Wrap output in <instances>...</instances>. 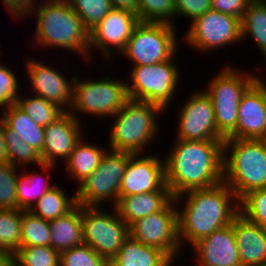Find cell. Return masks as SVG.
<instances>
[{"mask_svg":"<svg viewBox=\"0 0 266 266\" xmlns=\"http://www.w3.org/2000/svg\"><path fill=\"white\" fill-rule=\"evenodd\" d=\"M192 248L198 257L194 262L199 266H241L233 222L202 238Z\"/></svg>","mask_w":266,"mask_h":266,"instance_id":"cell-20","label":"cell"},{"mask_svg":"<svg viewBox=\"0 0 266 266\" xmlns=\"http://www.w3.org/2000/svg\"><path fill=\"white\" fill-rule=\"evenodd\" d=\"M225 65L202 89L211 99L218 133L227 139L236 129L242 95L256 81V75ZM254 74V75H253Z\"/></svg>","mask_w":266,"mask_h":266,"instance_id":"cell-6","label":"cell"},{"mask_svg":"<svg viewBox=\"0 0 266 266\" xmlns=\"http://www.w3.org/2000/svg\"><path fill=\"white\" fill-rule=\"evenodd\" d=\"M176 30L169 24L139 22L120 54L130 59L132 66L170 60L179 49Z\"/></svg>","mask_w":266,"mask_h":266,"instance_id":"cell-10","label":"cell"},{"mask_svg":"<svg viewBox=\"0 0 266 266\" xmlns=\"http://www.w3.org/2000/svg\"><path fill=\"white\" fill-rule=\"evenodd\" d=\"M189 26L182 39L200 53H212L215 49L242 41L241 20L212 9L196 18Z\"/></svg>","mask_w":266,"mask_h":266,"instance_id":"cell-13","label":"cell"},{"mask_svg":"<svg viewBox=\"0 0 266 266\" xmlns=\"http://www.w3.org/2000/svg\"><path fill=\"white\" fill-rule=\"evenodd\" d=\"M18 167L0 163V209H17Z\"/></svg>","mask_w":266,"mask_h":266,"instance_id":"cell-39","label":"cell"},{"mask_svg":"<svg viewBox=\"0 0 266 266\" xmlns=\"http://www.w3.org/2000/svg\"><path fill=\"white\" fill-rule=\"evenodd\" d=\"M211 9L221 13L232 15L240 20L246 11L250 0H211Z\"/></svg>","mask_w":266,"mask_h":266,"instance_id":"cell-42","label":"cell"},{"mask_svg":"<svg viewBox=\"0 0 266 266\" xmlns=\"http://www.w3.org/2000/svg\"><path fill=\"white\" fill-rule=\"evenodd\" d=\"M114 9L128 10L137 14L138 0H110Z\"/></svg>","mask_w":266,"mask_h":266,"instance_id":"cell-44","label":"cell"},{"mask_svg":"<svg viewBox=\"0 0 266 266\" xmlns=\"http://www.w3.org/2000/svg\"><path fill=\"white\" fill-rule=\"evenodd\" d=\"M4 139L7 149L8 163L15 167L36 165L44 170L43 173L55 168L56 165H45L42 162L40 154L30 145L26 144L19 136L12 130L8 129L4 124Z\"/></svg>","mask_w":266,"mask_h":266,"instance_id":"cell-30","label":"cell"},{"mask_svg":"<svg viewBox=\"0 0 266 266\" xmlns=\"http://www.w3.org/2000/svg\"><path fill=\"white\" fill-rule=\"evenodd\" d=\"M176 207L173 199L162 211L138 219L129 226V234L134 240L160 249L173 262L184 254L178 237Z\"/></svg>","mask_w":266,"mask_h":266,"instance_id":"cell-12","label":"cell"},{"mask_svg":"<svg viewBox=\"0 0 266 266\" xmlns=\"http://www.w3.org/2000/svg\"><path fill=\"white\" fill-rule=\"evenodd\" d=\"M163 113L157 105L128 99L112 116L114 123L109 129V149L143 154L161 130L157 116Z\"/></svg>","mask_w":266,"mask_h":266,"instance_id":"cell-5","label":"cell"},{"mask_svg":"<svg viewBox=\"0 0 266 266\" xmlns=\"http://www.w3.org/2000/svg\"><path fill=\"white\" fill-rule=\"evenodd\" d=\"M59 266H110V261L83 243L60 253Z\"/></svg>","mask_w":266,"mask_h":266,"instance_id":"cell-38","label":"cell"},{"mask_svg":"<svg viewBox=\"0 0 266 266\" xmlns=\"http://www.w3.org/2000/svg\"><path fill=\"white\" fill-rule=\"evenodd\" d=\"M174 201L177 206L181 201L185 203L182 210L177 207L181 247L184 241L193 246L212 232L230 225L240 213L239 199L224 182L207 189L187 191Z\"/></svg>","mask_w":266,"mask_h":266,"instance_id":"cell-2","label":"cell"},{"mask_svg":"<svg viewBox=\"0 0 266 266\" xmlns=\"http://www.w3.org/2000/svg\"><path fill=\"white\" fill-rule=\"evenodd\" d=\"M175 15V0H138L137 16L140 22L175 26Z\"/></svg>","mask_w":266,"mask_h":266,"instance_id":"cell-34","label":"cell"},{"mask_svg":"<svg viewBox=\"0 0 266 266\" xmlns=\"http://www.w3.org/2000/svg\"><path fill=\"white\" fill-rule=\"evenodd\" d=\"M14 255L15 266H59L60 254L51 246L20 247Z\"/></svg>","mask_w":266,"mask_h":266,"instance_id":"cell-36","label":"cell"},{"mask_svg":"<svg viewBox=\"0 0 266 266\" xmlns=\"http://www.w3.org/2000/svg\"><path fill=\"white\" fill-rule=\"evenodd\" d=\"M1 54V51H0ZM18 78L11 67H7L3 63L0 64V111L3 108L10 107L17 103L20 96V87ZM19 92V93H18ZM2 107V108H1Z\"/></svg>","mask_w":266,"mask_h":266,"instance_id":"cell-40","label":"cell"},{"mask_svg":"<svg viewBox=\"0 0 266 266\" xmlns=\"http://www.w3.org/2000/svg\"><path fill=\"white\" fill-rule=\"evenodd\" d=\"M233 230L241 266L266 262V229L251 222L242 214L233 221Z\"/></svg>","mask_w":266,"mask_h":266,"instance_id":"cell-21","label":"cell"},{"mask_svg":"<svg viewBox=\"0 0 266 266\" xmlns=\"http://www.w3.org/2000/svg\"><path fill=\"white\" fill-rule=\"evenodd\" d=\"M176 56L153 65L132 66L130 83H126L128 98L157 105L163 111L168 109L180 82L179 66L173 62Z\"/></svg>","mask_w":266,"mask_h":266,"instance_id":"cell-7","label":"cell"},{"mask_svg":"<svg viewBox=\"0 0 266 266\" xmlns=\"http://www.w3.org/2000/svg\"><path fill=\"white\" fill-rule=\"evenodd\" d=\"M49 178V173L44 176L34 171L29 173L20 171L16 183L17 209L29 211L48 190L54 187L56 183L51 184Z\"/></svg>","mask_w":266,"mask_h":266,"instance_id":"cell-27","label":"cell"},{"mask_svg":"<svg viewBox=\"0 0 266 266\" xmlns=\"http://www.w3.org/2000/svg\"><path fill=\"white\" fill-rule=\"evenodd\" d=\"M126 82L104 76L100 80H81L75 74L73 101L69 112L79 121L77 113L112 118L128 100Z\"/></svg>","mask_w":266,"mask_h":266,"instance_id":"cell-8","label":"cell"},{"mask_svg":"<svg viewBox=\"0 0 266 266\" xmlns=\"http://www.w3.org/2000/svg\"><path fill=\"white\" fill-rule=\"evenodd\" d=\"M240 214L266 229V188L256 189L239 200Z\"/></svg>","mask_w":266,"mask_h":266,"instance_id":"cell-37","label":"cell"},{"mask_svg":"<svg viewBox=\"0 0 266 266\" xmlns=\"http://www.w3.org/2000/svg\"><path fill=\"white\" fill-rule=\"evenodd\" d=\"M241 36H251L261 54L266 58V1L250 0L241 19Z\"/></svg>","mask_w":266,"mask_h":266,"instance_id":"cell-28","label":"cell"},{"mask_svg":"<svg viewBox=\"0 0 266 266\" xmlns=\"http://www.w3.org/2000/svg\"><path fill=\"white\" fill-rule=\"evenodd\" d=\"M175 140L164 158L166 185L174 198L223 182L224 141Z\"/></svg>","mask_w":266,"mask_h":266,"instance_id":"cell-1","label":"cell"},{"mask_svg":"<svg viewBox=\"0 0 266 266\" xmlns=\"http://www.w3.org/2000/svg\"><path fill=\"white\" fill-rule=\"evenodd\" d=\"M109 150V151H108ZM132 153L108 149L103 154L98 168L81 182L76 191V201L81 206L101 207L109 202L116 205L119 199L121 180Z\"/></svg>","mask_w":266,"mask_h":266,"instance_id":"cell-9","label":"cell"},{"mask_svg":"<svg viewBox=\"0 0 266 266\" xmlns=\"http://www.w3.org/2000/svg\"><path fill=\"white\" fill-rule=\"evenodd\" d=\"M90 31L114 9L110 0H66Z\"/></svg>","mask_w":266,"mask_h":266,"instance_id":"cell-35","label":"cell"},{"mask_svg":"<svg viewBox=\"0 0 266 266\" xmlns=\"http://www.w3.org/2000/svg\"><path fill=\"white\" fill-rule=\"evenodd\" d=\"M112 208L110 213L101 207L81 206L83 243L108 261L130 236L129 226L121 220L114 206Z\"/></svg>","mask_w":266,"mask_h":266,"instance_id":"cell-11","label":"cell"},{"mask_svg":"<svg viewBox=\"0 0 266 266\" xmlns=\"http://www.w3.org/2000/svg\"><path fill=\"white\" fill-rule=\"evenodd\" d=\"M180 106L176 139L189 141H224L218 133L211 99L203 90L188 97Z\"/></svg>","mask_w":266,"mask_h":266,"instance_id":"cell-14","label":"cell"},{"mask_svg":"<svg viewBox=\"0 0 266 266\" xmlns=\"http://www.w3.org/2000/svg\"><path fill=\"white\" fill-rule=\"evenodd\" d=\"M51 247L59 254L83 244L81 205H76L67 214L49 221Z\"/></svg>","mask_w":266,"mask_h":266,"instance_id":"cell-24","label":"cell"},{"mask_svg":"<svg viewBox=\"0 0 266 266\" xmlns=\"http://www.w3.org/2000/svg\"><path fill=\"white\" fill-rule=\"evenodd\" d=\"M174 266L160 249L142 244L129 236L110 261V266Z\"/></svg>","mask_w":266,"mask_h":266,"instance_id":"cell-23","label":"cell"},{"mask_svg":"<svg viewBox=\"0 0 266 266\" xmlns=\"http://www.w3.org/2000/svg\"><path fill=\"white\" fill-rule=\"evenodd\" d=\"M223 182L239 200L266 188V140L225 139Z\"/></svg>","mask_w":266,"mask_h":266,"instance_id":"cell-4","label":"cell"},{"mask_svg":"<svg viewBox=\"0 0 266 266\" xmlns=\"http://www.w3.org/2000/svg\"><path fill=\"white\" fill-rule=\"evenodd\" d=\"M252 266H266V262L258 264V265H252Z\"/></svg>","mask_w":266,"mask_h":266,"instance_id":"cell-48","label":"cell"},{"mask_svg":"<svg viewBox=\"0 0 266 266\" xmlns=\"http://www.w3.org/2000/svg\"><path fill=\"white\" fill-rule=\"evenodd\" d=\"M81 122L69 111H65L54 122L44 127V148L40 155L43 164L57 165L58 158L63 159V162L69 158L76 143L83 137Z\"/></svg>","mask_w":266,"mask_h":266,"instance_id":"cell-18","label":"cell"},{"mask_svg":"<svg viewBox=\"0 0 266 266\" xmlns=\"http://www.w3.org/2000/svg\"><path fill=\"white\" fill-rule=\"evenodd\" d=\"M0 266H15L14 253L0 249Z\"/></svg>","mask_w":266,"mask_h":266,"instance_id":"cell-46","label":"cell"},{"mask_svg":"<svg viewBox=\"0 0 266 266\" xmlns=\"http://www.w3.org/2000/svg\"><path fill=\"white\" fill-rule=\"evenodd\" d=\"M211 0H175L176 18L183 16L190 18V23L211 10Z\"/></svg>","mask_w":266,"mask_h":266,"instance_id":"cell-41","label":"cell"},{"mask_svg":"<svg viewBox=\"0 0 266 266\" xmlns=\"http://www.w3.org/2000/svg\"><path fill=\"white\" fill-rule=\"evenodd\" d=\"M37 17L34 44L89 56L90 31L66 0L37 1L29 15ZM39 44V45H38ZM48 46V47H47Z\"/></svg>","mask_w":266,"mask_h":266,"instance_id":"cell-3","label":"cell"},{"mask_svg":"<svg viewBox=\"0 0 266 266\" xmlns=\"http://www.w3.org/2000/svg\"><path fill=\"white\" fill-rule=\"evenodd\" d=\"M1 110L5 126L41 155L45 140L44 127L36 124L17 104Z\"/></svg>","mask_w":266,"mask_h":266,"instance_id":"cell-25","label":"cell"},{"mask_svg":"<svg viewBox=\"0 0 266 266\" xmlns=\"http://www.w3.org/2000/svg\"><path fill=\"white\" fill-rule=\"evenodd\" d=\"M51 246V232L48 220L22 210L21 247Z\"/></svg>","mask_w":266,"mask_h":266,"instance_id":"cell-32","label":"cell"},{"mask_svg":"<svg viewBox=\"0 0 266 266\" xmlns=\"http://www.w3.org/2000/svg\"><path fill=\"white\" fill-rule=\"evenodd\" d=\"M22 210L0 209V249L15 253L21 247Z\"/></svg>","mask_w":266,"mask_h":266,"instance_id":"cell-33","label":"cell"},{"mask_svg":"<svg viewBox=\"0 0 266 266\" xmlns=\"http://www.w3.org/2000/svg\"><path fill=\"white\" fill-rule=\"evenodd\" d=\"M262 77L263 76H260L257 74L256 75V82L263 88V90L265 91V94H266V82Z\"/></svg>","mask_w":266,"mask_h":266,"instance_id":"cell-47","label":"cell"},{"mask_svg":"<svg viewBox=\"0 0 266 266\" xmlns=\"http://www.w3.org/2000/svg\"><path fill=\"white\" fill-rule=\"evenodd\" d=\"M31 94L28 97L19 96L17 105L28 114V116L38 125L46 127L59 118L65 111L57 104L47 101L41 96Z\"/></svg>","mask_w":266,"mask_h":266,"instance_id":"cell-31","label":"cell"},{"mask_svg":"<svg viewBox=\"0 0 266 266\" xmlns=\"http://www.w3.org/2000/svg\"><path fill=\"white\" fill-rule=\"evenodd\" d=\"M0 163H8L6 143L4 139V121L0 117Z\"/></svg>","mask_w":266,"mask_h":266,"instance_id":"cell-45","label":"cell"},{"mask_svg":"<svg viewBox=\"0 0 266 266\" xmlns=\"http://www.w3.org/2000/svg\"><path fill=\"white\" fill-rule=\"evenodd\" d=\"M81 138L75 145L69 158L65 161L68 176L80 184L90 176L99 166L100 160L105 153L103 146L89 143Z\"/></svg>","mask_w":266,"mask_h":266,"instance_id":"cell-26","label":"cell"},{"mask_svg":"<svg viewBox=\"0 0 266 266\" xmlns=\"http://www.w3.org/2000/svg\"><path fill=\"white\" fill-rule=\"evenodd\" d=\"M173 199L171 191H153L119 196L114 208L121 220L130 226L138 219L162 211Z\"/></svg>","mask_w":266,"mask_h":266,"instance_id":"cell-22","label":"cell"},{"mask_svg":"<svg viewBox=\"0 0 266 266\" xmlns=\"http://www.w3.org/2000/svg\"><path fill=\"white\" fill-rule=\"evenodd\" d=\"M228 138L266 140V94L256 81L241 97L236 129Z\"/></svg>","mask_w":266,"mask_h":266,"instance_id":"cell-19","label":"cell"},{"mask_svg":"<svg viewBox=\"0 0 266 266\" xmlns=\"http://www.w3.org/2000/svg\"><path fill=\"white\" fill-rule=\"evenodd\" d=\"M57 183L48 190L29 210L33 215L44 220H54L67 214L76 205V193L71 197Z\"/></svg>","mask_w":266,"mask_h":266,"instance_id":"cell-29","label":"cell"},{"mask_svg":"<svg viewBox=\"0 0 266 266\" xmlns=\"http://www.w3.org/2000/svg\"><path fill=\"white\" fill-rule=\"evenodd\" d=\"M139 22L136 13L128 10L112 9L99 24L90 30L89 57L86 58V61L89 58V61H91V52L95 48L100 50L103 57L108 61L112 57L111 53L114 54L111 52L113 48L114 51L117 50L120 53L125 48Z\"/></svg>","mask_w":266,"mask_h":266,"instance_id":"cell-15","label":"cell"},{"mask_svg":"<svg viewBox=\"0 0 266 266\" xmlns=\"http://www.w3.org/2000/svg\"><path fill=\"white\" fill-rule=\"evenodd\" d=\"M28 81L32 87V94L41 96L69 111L73 101L74 77L71 80L63 76L55 67L47 66L46 62L28 59L26 61Z\"/></svg>","mask_w":266,"mask_h":266,"instance_id":"cell-17","label":"cell"},{"mask_svg":"<svg viewBox=\"0 0 266 266\" xmlns=\"http://www.w3.org/2000/svg\"><path fill=\"white\" fill-rule=\"evenodd\" d=\"M13 18L22 19L30 14L37 0H2Z\"/></svg>","mask_w":266,"mask_h":266,"instance_id":"cell-43","label":"cell"},{"mask_svg":"<svg viewBox=\"0 0 266 266\" xmlns=\"http://www.w3.org/2000/svg\"><path fill=\"white\" fill-rule=\"evenodd\" d=\"M141 155V156H140ZM131 154L121 180L119 196L153 191H171L166 185L165 162L160 156Z\"/></svg>","mask_w":266,"mask_h":266,"instance_id":"cell-16","label":"cell"}]
</instances>
